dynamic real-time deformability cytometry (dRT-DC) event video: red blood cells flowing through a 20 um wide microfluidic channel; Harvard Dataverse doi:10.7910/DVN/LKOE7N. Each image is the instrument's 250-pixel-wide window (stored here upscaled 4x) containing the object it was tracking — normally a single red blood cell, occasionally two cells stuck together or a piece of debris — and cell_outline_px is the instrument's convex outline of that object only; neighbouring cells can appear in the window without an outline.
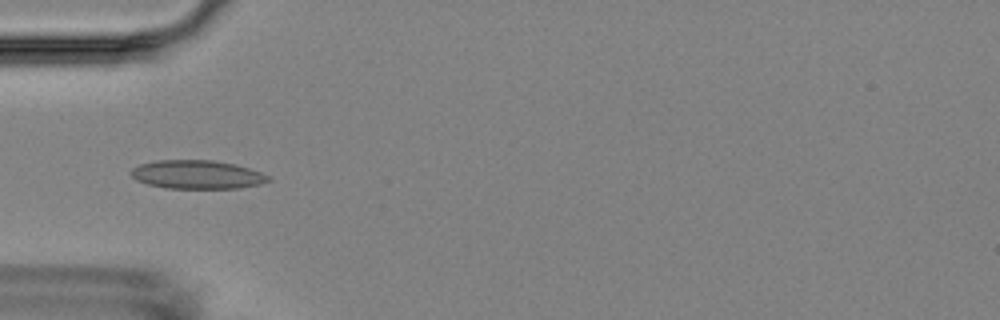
{"species": "Egyptian fruit bat (a non-hibernating species)", "species_latin": "Rousettus aegyptiacus", "temperature_condition": "room temperature", "stored_images_in_passage": 14, "camera_frame_rate_fps": 3000, "um_per_image_px": 0.085, "animal": {"sex": "female"}, "frame": {"image": 1, "passage_image": 5, "time_ms": 5.667, "image_size_px": [1000, 320], "cell_outline_px": [[272, 180], [260, 184], [240, 188], [164, 188], [148, 184], [136, 180], [132, 176], [132, 168], [140, 164], [156, 160], [212, 160], [236, 164], [260, 172], [268, 176]], "centroid_in_image_um": [16.76, 14.84], "position_along_channel_um": 68.2, "area_um2": 22.83}}
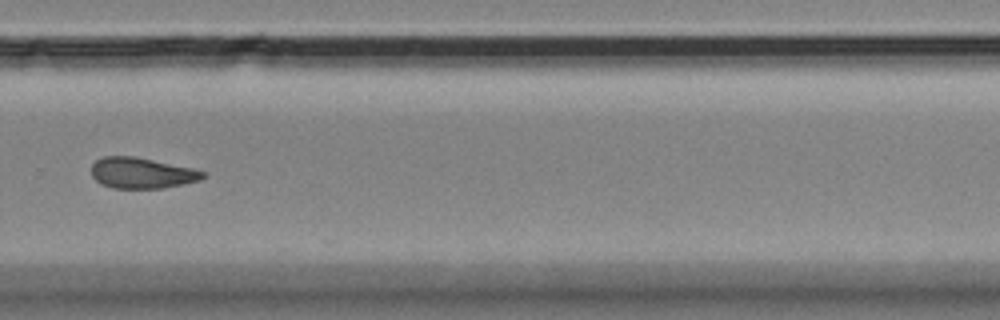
{"frame": {"image": 2, "passage_image": 11, "time_ms": 12.667, "image_size_px": [1000, 320], "cell_outline_px": [[204, 176], [200, 180], [184, 184], [164, 188], [112, 188], [100, 184], [92, 176], [92, 164], [96, 160], [104, 156], [132, 156], [192, 168], [204, 172]], "centroid_in_image_um": [12.02, 14.71], "position_along_channel_um": 317.8, "area_um2": 19.88}}
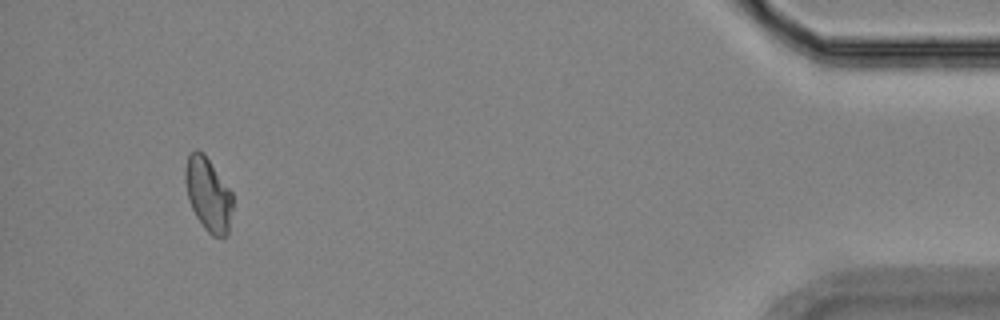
{"frame": {"image": 3, "passage_image": 14, "time_ms": 17.333, "image_size_px": [1000, 320], "cell_outline_px": [[232, 208], [228, 236], [212, 236], [204, 228], [196, 216], [188, 200], [184, 180], [184, 172], [188, 152], [196, 148], [204, 152], [232, 192]], "centroid_in_image_um": [17.67, 16.48], "position_along_channel_um": 417.5, "area_um2": 20.63}, "authors_computed_cell_mechanics": {"area_um2": 20.5768, "velocity_mm_per_s": 3.5674, "shape_relaxation_time_tau1_ms": null, "shape_relaxation_time_tau2_ms": 6.6673, "deformation_change_tau1": null, "deformation_change_tau2": 0.0822}}